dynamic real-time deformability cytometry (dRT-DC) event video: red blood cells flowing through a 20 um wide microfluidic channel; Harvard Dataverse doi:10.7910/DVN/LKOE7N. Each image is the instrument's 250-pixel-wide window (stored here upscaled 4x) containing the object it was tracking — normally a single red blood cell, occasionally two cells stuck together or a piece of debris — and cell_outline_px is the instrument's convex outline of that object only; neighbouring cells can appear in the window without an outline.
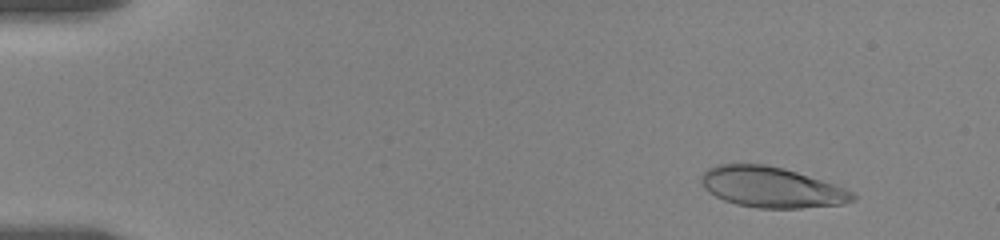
{"species": "human", "species_latin": "Homo sapiens", "temperature_condition": "room temperature", "stored_images_in_passage": 56, "camera_frame_rate_fps": 3000, "um_per_image_px": 0.085, "donor": {"sex": "female"}, "frame": {"image": 1, "passage_image": 6, "time_ms": 1.667, "image_size_px": [1000, 240], "cell_outline_px": [[856, 200], [844, 204], [800, 208], [756, 208], [736, 204], [724, 200], [708, 192], [704, 188], [700, 180], [704, 172], [708, 168], [716, 164], [764, 164], [784, 168], [844, 188], [852, 192], [856, 196]], "centroid_in_image_um": [65.55, 15.92], "position_along_channel_um": 19.5, "area_um2": 35.66}}
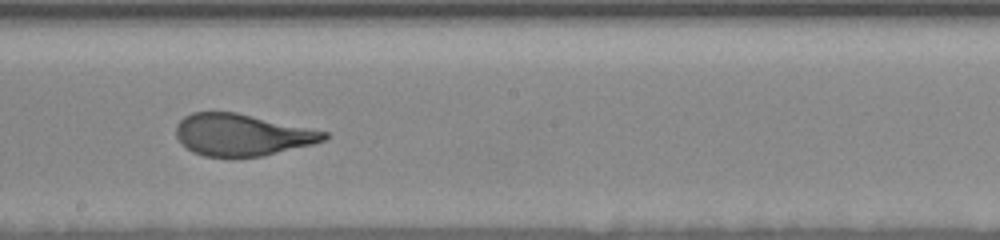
{"frame": {"image": 2, "passage_image": 33, "time_ms": 10.667, "image_size_px": [1000, 240], "cell_outline_px": [[328, 136], [324, 140], [312, 144], [260, 156], [204, 156], [192, 152], [180, 144], [176, 136], [176, 124], [184, 116], [192, 112], [236, 112], [328, 132]], "centroid_in_image_um": [20.51, 11.45], "position_along_channel_um": 227.7, "area_um2": 35.78}}
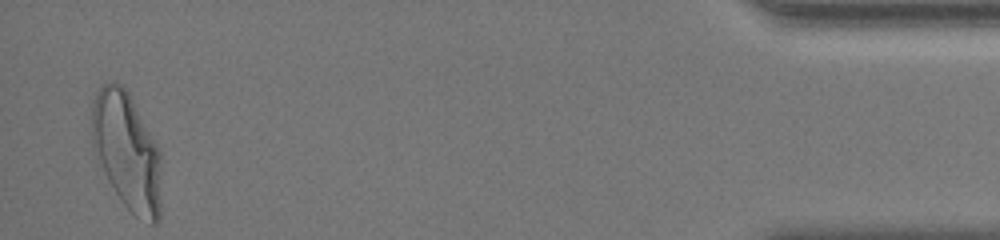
{"frame": {"image": 3, "passage_image": 56, "time_ms": 18.333, "image_size_px": [1000, 240], "cell_outline_px": [[160, 220], [156, 224], [152, 224], [136, 216], [120, 200], [100, 160], [92, 136], [92, 100], [96, 92], [104, 80], [120, 84], [128, 92], [156, 144], [160, 152]], "centroid_in_image_um": [10.8, 12.83], "position_along_channel_um": 424.4, "area_um2": 46.47}, "authors_computed_cell_mechanics": {"area_um2": 37.2232, "velocity_mm_per_s": 3.5213, "shape_relaxation_time_tau1_ms": 4.3717, "shape_relaxation_time_tau2_ms": null, "deformation_change_tau1": 0.1935, "deformation_change_tau2": null}}